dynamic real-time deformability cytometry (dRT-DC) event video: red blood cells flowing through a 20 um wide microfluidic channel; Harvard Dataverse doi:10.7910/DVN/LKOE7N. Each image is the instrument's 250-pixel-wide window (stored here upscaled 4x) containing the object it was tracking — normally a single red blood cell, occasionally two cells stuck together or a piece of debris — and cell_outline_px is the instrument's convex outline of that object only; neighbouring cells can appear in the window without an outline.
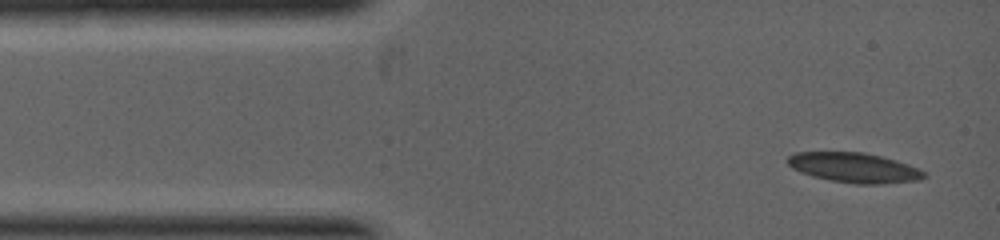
{"species": "common noctule bat (a hibernating species)", "species_latin": "Nyctalus noctula", "temperature_condition": "warm", "stored_images_in_passage": 17, "camera_frame_rate_fps": 5000, "um_per_image_px": 0.085, "animal": {"sex": "female", "body_mass_g": 19.0, "forearm_length_mm": 53.3}, "frame": {"image": 1, "passage_image": 1, "time_ms": 0.0, "image_size_px": [1000, 240], "cell_outline_px": [[924, 176], [920, 180], [876, 184], [856, 184], [832, 180], [812, 176], [800, 172], [792, 168], [788, 164], [788, 156], [796, 152], [860, 152], [880, 156], [896, 160], [908, 164], [924, 172]], "centroid_in_image_um": [72.57, 14.25], "position_along_channel_um": 12.4, "area_um2": 23.41}}
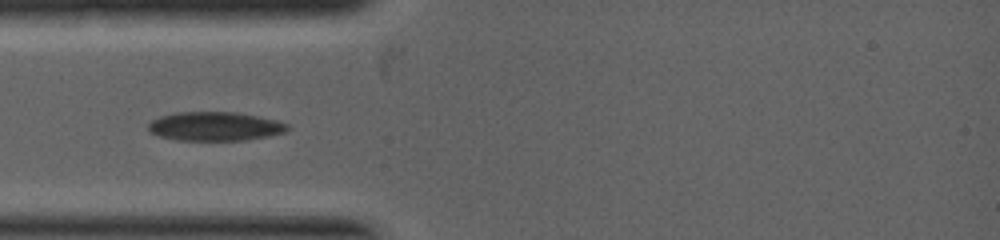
{"frame": {"image": 2, "passage_image": 12, "time_ms": 1.6, "image_size_px": [1000, 240], "cell_outline_px": [[288, 128], [284, 132], [268, 136], [244, 140], [176, 140], [160, 136], [152, 132], [148, 128], [148, 124], [152, 120], [160, 116], [176, 112], [236, 112], [276, 120], [288, 124]], "centroid_in_image_um": [18.25, 10.73], "position_along_channel_um": 66.7, "area_um2": 23.24}}
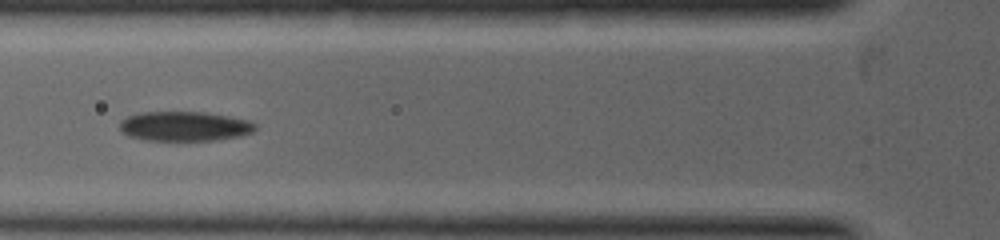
{"frame": {"image": 3, "passage_image": 16, "time_ms": 2.2, "image_size_px": [1000, 240], "cell_outline_px": [[256, 128], [252, 132], [240, 136], [216, 140], [148, 140], [128, 136], [120, 128], [120, 120], [128, 116], [140, 112], [204, 112], [228, 116], [248, 120], [256, 124]], "centroid_in_image_um": [15.69, 10.73], "position_along_channel_um": 110.1, "area_um2": 23.29}}